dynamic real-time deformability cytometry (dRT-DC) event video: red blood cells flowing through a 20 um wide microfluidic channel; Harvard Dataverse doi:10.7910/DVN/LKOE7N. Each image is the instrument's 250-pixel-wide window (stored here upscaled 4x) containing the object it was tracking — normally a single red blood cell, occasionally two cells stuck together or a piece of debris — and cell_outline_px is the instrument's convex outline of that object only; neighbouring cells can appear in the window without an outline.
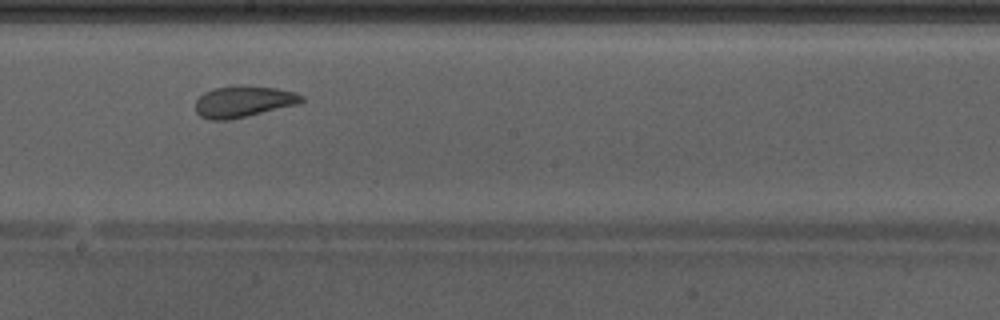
{"species": "Egyptian fruit bat (a non-hibernating species)", "species_latin": "Rousettus aegyptiacus", "temperature_condition": "warm", "stored_images_in_passage": 33, "camera_frame_rate_fps": 3000, "um_per_image_px": 0.085, "animal": {"sex": "male"}, "frame": {"image": 1, "passage_image": 15, "time_ms": 4.667, "image_size_px": [1000, 320], "cell_outline_px": [[304, 100], [300, 104], [248, 116], [228, 120], [212, 120], [200, 116], [196, 112], [196, 100], [204, 92], [212, 88], [240, 84], [276, 88], [296, 92], [304, 96]], "centroid_in_image_um": [20.71, 8.62], "position_along_channel_um": 227.5, "area_um2": 19.77}, "authors_computed_cell_mechanics": {"area_um2": 19.7676, "velocity_mm_per_s": 4.2516, "shape_relaxation_time_tau1_ms": null, "shape_relaxation_time_tau2_ms": 1.3332, "deformation_change_tau1": null, "deformation_change_tau2": 0.0727}}